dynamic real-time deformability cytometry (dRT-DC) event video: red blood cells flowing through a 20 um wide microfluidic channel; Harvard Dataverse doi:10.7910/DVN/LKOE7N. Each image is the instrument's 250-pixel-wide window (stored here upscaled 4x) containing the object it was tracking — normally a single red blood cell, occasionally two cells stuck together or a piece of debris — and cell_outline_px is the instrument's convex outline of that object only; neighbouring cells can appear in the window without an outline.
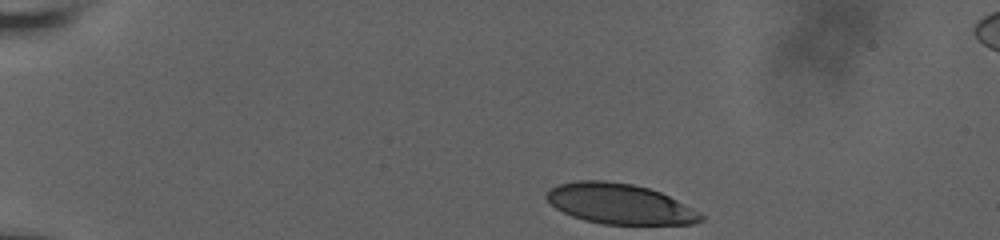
{"species": "human", "species_latin": "Homo sapiens", "temperature_condition": "room temperature", "stored_images_in_passage": 40, "camera_frame_rate_fps": 3000, "um_per_image_px": 0.085, "donor": {"sex": "male"}, "frame": {"image": 1, "passage_image": 1, "time_ms": 0.0, "image_size_px": [1000, 240], "cell_outline_px": [[704, 220], [692, 224], [604, 224], [584, 220], [572, 216], [556, 208], [544, 196], [552, 188], [560, 184], [576, 180], [604, 180], [632, 184], [648, 188], [660, 192], [692, 208], [704, 216]], "centroid_in_image_um": [52.67, 17.33], "position_along_channel_um": 32.3, "area_um2": 35.95}}
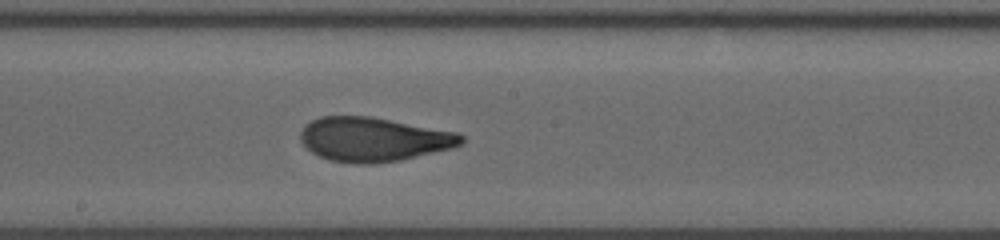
{"frame": {"image": 2, "passage_image": 23, "time_ms": 7.333, "image_size_px": [1000, 240], "cell_outline_px": [[464, 140], [460, 144], [452, 148], [400, 160], [376, 164], [352, 164], [328, 160], [312, 152], [300, 140], [300, 132], [304, 124], [320, 116], [372, 116], [456, 132], [464, 136]], "centroid_in_image_um": [31.72, 11.84], "position_along_channel_um": 216.5, "area_um2": 41.56}}
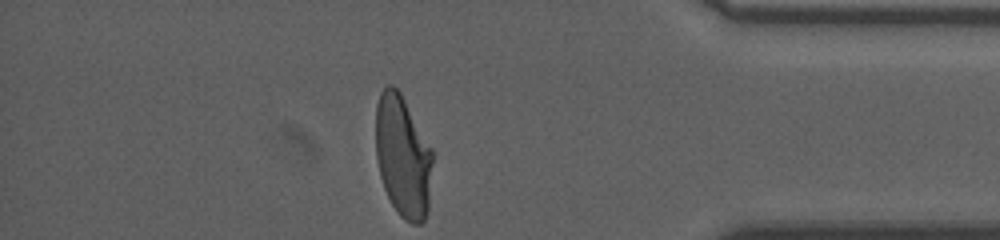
{"frame": {"image": 3, "passage_image": 40, "time_ms": 13.0, "image_size_px": [1000, 240], "cell_outline_px": [[432, 160], [428, 212], [424, 220], [420, 224], [412, 224], [404, 220], [400, 216], [392, 204], [384, 188], [380, 176], [376, 156], [376, 104], [380, 92], [388, 84], [392, 84], [400, 92], [432, 148]], "centroid_in_image_um": [34.24, 13.3], "position_along_channel_um": 401.0, "area_um2": 40.46}, "authors_computed_cell_mechanics": {"area_um2": 41.038, "velocity_mm_per_s": 3.7048, "shape_relaxation_time_tau1_ms": 6.0102, "shape_relaxation_time_tau2_ms": 1.0088, "deformation_change_tau1": 0.2178, "deformation_change_tau2": 0.0735}}